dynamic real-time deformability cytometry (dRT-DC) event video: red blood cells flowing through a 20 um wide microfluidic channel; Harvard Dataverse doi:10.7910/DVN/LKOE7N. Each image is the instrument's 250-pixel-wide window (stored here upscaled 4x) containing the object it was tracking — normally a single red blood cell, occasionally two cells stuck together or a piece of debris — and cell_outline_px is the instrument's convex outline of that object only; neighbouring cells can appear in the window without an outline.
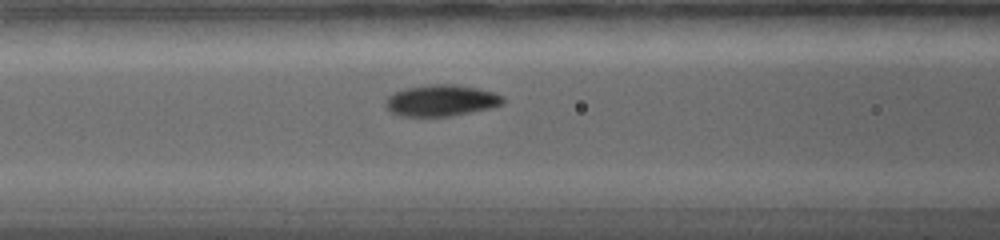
{"species": "common noctule bat (a hibernating species)", "species_latin": "Nyctalus noctula", "temperature_condition": "warm", "stored_images_in_passage": 37, "camera_frame_rate_fps": 5000, "um_per_image_px": 0.085, "animal": {"sex": "female", "body_mass_g": 19.0, "forearm_length_mm": 56.7}, "frame": {"image": 1, "passage_image": 14, "time_ms": 5.2, "image_size_px": [1000, 240], "cell_outline_px": [[504, 104], [492, 108], [452, 116], [400, 116], [392, 112], [384, 104], [388, 96], [396, 92], [408, 88], [432, 84], [452, 84], [476, 88], [492, 92], [504, 96]], "centroid_in_image_um": [37.54, 8.55], "position_along_channel_um": 129.1, "area_um2": 21.33}}
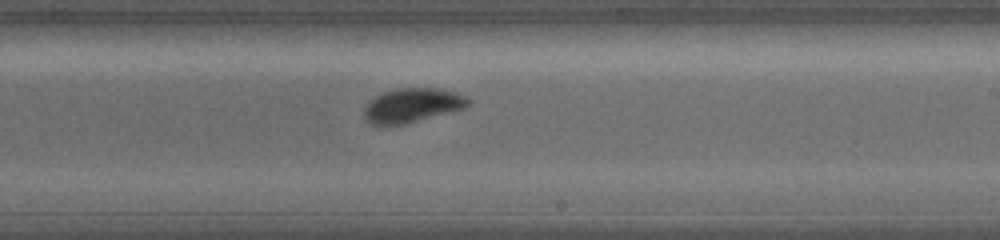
{"frame": {"image": 2, "passage_image": 23, "time_ms": 8.6, "image_size_px": [1000, 240], "cell_outline_px": [[472, 100], [464, 108], [404, 124], [388, 128], [368, 124], [364, 120], [364, 108], [376, 96], [384, 92], [400, 88], [440, 88], [456, 92]], "centroid_in_image_um": [34.99, 8.99], "position_along_channel_um": 254.0, "area_um2": 20.98}}
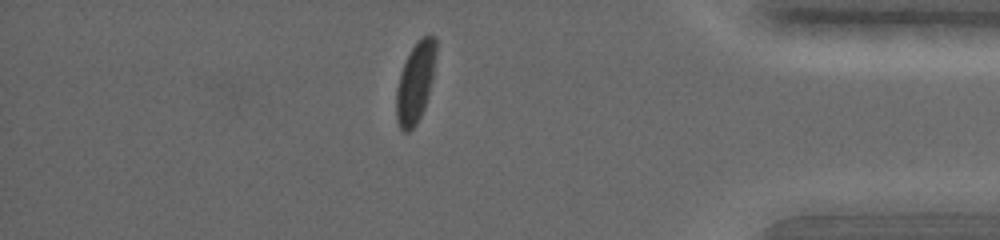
{"frame": {"image": 3, "passage_image": 34, "time_ms": 13.4, "image_size_px": [1000, 240], "cell_outline_px": [[436, 52], [432, 80], [424, 108], [416, 124], [408, 132], [404, 132], [400, 128], [396, 120], [396, 88], [400, 72], [412, 48], [424, 36], [436, 36]], "centroid_in_image_um": [35.29, 7.04], "position_along_channel_um": 399.9, "area_um2": 18.32}, "authors_computed_cell_mechanics": {"area_um2": 20.7502, "velocity_mm_per_s": 3.6868, "shape_relaxation_time_tau1_ms": 2.8824, "shape_relaxation_time_tau2_ms": null, "deformation_change_tau1": 0.1348, "deformation_change_tau2": null}}